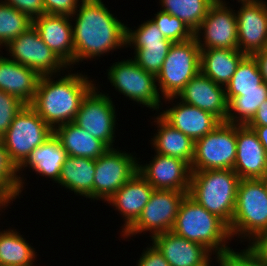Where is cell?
Returning a JSON list of instances; mask_svg holds the SVG:
<instances>
[{"label":"cell","mask_w":267,"mask_h":266,"mask_svg":"<svg viewBox=\"0 0 267 266\" xmlns=\"http://www.w3.org/2000/svg\"><path fill=\"white\" fill-rule=\"evenodd\" d=\"M71 20L76 65L125 47L126 24L103 0H82Z\"/></svg>","instance_id":"cell-1"},{"label":"cell","mask_w":267,"mask_h":266,"mask_svg":"<svg viewBox=\"0 0 267 266\" xmlns=\"http://www.w3.org/2000/svg\"><path fill=\"white\" fill-rule=\"evenodd\" d=\"M69 69L67 74L62 73L64 76H40L35 98L30 104L53 130L74 121L84 96L97 83L85 72L75 73Z\"/></svg>","instance_id":"cell-2"},{"label":"cell","mask_w":267,"mask_h":266,"mask_svg":"<svg viewBox=\"0 0 267 266\" xmlns=\"http://www.w3.org/2000/svg\"><path fill=\"white\" fill-rule=\"evenodd\" d=\"M171 231L206 247L213 254L218 266H220V256L232 248L229 246L232 238L228 225L188 195L184 197L179 206Z\"/></svg>","instance_id":"cell-3"},{"label":"cell","mask_w":267,"mask_h":266,"mask_svg":"<svg viewBox=\"0 0 267 266\" xmlns=\"http://www.w3.org/2000/svg\"><path fill=\"white\" fill-rule=\"evenodd\" d=\"M240 180L233 169L192 171L187 195L229 226Z\"/></svg>","instance_id":"cell-4"},{"label":"cell","mask_w":267,"mask_h":266,"mask_svg":"<svg viewBox=\"0 0 267 266\" xmlns=\"http://www.w3.org/2000/svg\"><path fill=\"white\" fill-rule=\"evenodd\" d=\"M228 227L232 240L239 238L240 243H249L267 230V189L262 179L240 180L234 215Z\"/></svg>","instance_id":"cell-5"},{"label":"cell","mask_w":267,"mask_h":266,"mask_svg":"<svg viewBox=\"0 0 267 266\" xmlns=\"http://www.w3.org/2000/svg\"><path fill=\"white\" fill-rule=\"evenodd\" d=\"M107 80L118 94L133 103L142 104L141 107L155 110L156 113L163 109L156 77L142 69L131 57L114 62L107 69Z\"/></svg>","instance_id":"cell-6"},{"label":"cell","mask_w":267,"mask_h":266,"mask_svg":"<svg viewBox=\"0 0 267 266\" xmlns=\"http://www.w3.org/2000/svg\"><path fill=\"white\" fill-rule=\"evenodd\" d=\"M200 52L194 37L185 42L173 43L156 76L157 87L163 99L177 97L185 85L200 72Z\"/></svg>","instance_id":"cell-7"},{"label":"cell","mask_w":267,"mask_h":266,"mask_svg":"<svg viewBox=\"0 0 267 266\" xmlns=\"http://www.w3.org/2000/svg\"><path fill=\"white\" fill-rule=\"evenodd\" d=\"M54 130L30 106L15 116L5 135L1 138L11 161L18 168L37 146L42 145Z\"/></svg>","instance_id":"cell-8"},{"label":"cell","mask_w":267,"mask_h":266,"mask_svg":"<svg viewBox=\"0 0 267 266\" xmlns=\"http://www.w3.org/2000/svg\"><path fill=\"white\" fill-rule=\"evenodd\" d=\"M99 88L95 84L84 96L73 123L113 148L118 129L116 106L109 93Z\"/></svg>","instance_id":"cell-9"},{"label":"cell","mask_w":267,"mask_h":266,"mask_svg":"<svg viewBox=\"0 0 267 266\" xmlns=\"http://www.w3.org/2000/svg\"><path fill=\"white\" fill-rule=\"evenodd\" d=\"M236 151V125L222 122L194 142L191 171L233 169Z\"/></svg>","instance_id":"cell-10"},{"label":"cell","mask_w":267,"mask_h":266,"mask_svg":"<svg viewBox=\"0 0 267 266\" xmlns=\"http://www.w3.org/2000/svg\"><path fill=\"white\" fill-rule=\"evenodd\" d=\"M4 48L10 59L31 68L39 76L61 75L69 69L43 42L33 24Z\"/></svg>","instance_id":"cell-11"},{"label":"cell","mask_w":267,"mask_h":266,"mask_svg":"<svg viewBox=\"0 0 267 266\" xmlns=\"http://www.w3.org/2000/svg\"><path fill=\"white\" fill-rule=\"evenodd\" d=\"M186 195V192L176 190L154 189L139 218L121 235L122 240L134 236L136 238V234L137 236L141 233L144 235L148 231L149 235L151 234L148 236L150 238L156 234L171 231L175 224L179 206Z\"/></svg>","instance_id":"cell-12"},{"label":"cell","mask_w":267,"mask_h":266,"mask_svg":"<svg viewBox=\"0 0 267 266\" xmlns=\"http://www.w3.org/2000/svg\"><path fill=\"white\" fill-rule=\"evenodd\" d=\"M118 148H109L96 159L94 202H106L138 172L140 157L137 158L134 153H127Z\"/></svg>","instance_id":"cell-13"},{"label":"cell","mask_w":267,"mask_h":266,"mask_svg":"<svg viewBox=\"0 0 267 266\" xmlns=\"http://www.w3.org/2000/svg\"><path fill=\"white\" fill-rule=\"evenodd\" d=\"M228 5L215 1L209 7L206 17L194 32L200 49H238L236 10Z\"/></svg>","instance_id":"cell-14"},{"label":"cell","mask_w":267,"mask_h":266,"mask_svg":"<svg viewBox=\"0 0 267 266\" xmlns=\"http://www.w3.org/2000/svg\"><path fill=\"white\" fill-rule=\"evenodd\" d=\"M148 163L138 161V172L156 190H176L188 194L191 166L188 162L154 153Z\"/></svg>","instance_id":"cell-15"},{"label":"cell","mask_w":267,"mask_h":266,"mask_svg":"<svg viewBox=\"0 0 267 266\" xmlns=\"http://www.w3.org/2000/svg\"><path fill=\"white\" fill-rule=\"evenodd\" d=\"M267 0L239 2L235 11L238 30V49L253 56L267 47Z\"/></svg>","instance_id":"cell-16"},{"label":"cell","mask_w":267,"mask_h":266,"mask_svg":"<svg viewBox=\"0 0 267 266\" xmlns=\"http://www.w3.org/2000/svg\"><path fill=\"white\" fill-rule=\"evenodd\" d=\"M177 99V100H176ZM171 104L158 113L173 128L189 136L194 142L212 132L222 122L210 112L186 104L177 97L163 99L166 104ZM171 102V103H170ZM176 102V103H174Z\"/></svg>","instance_id":"cell-17"},{"label":"cell","mask_w":267,"mask_h":266,"mask_svg":"<svg viewBox=\"0 0 267 266\" xmlns=\"http://www.w3.org/2000/svg\"><path fill=\"white\" fill-rule=\"evenodd\" d=\"M72 22L70 16L47 13L32 20L43 42L73 69L75 53Z\"/></svg>","instance_id":"cell-18"},{"label":"cell","mask_w":267,"mask_h":266,"mask_svg":"<svg viewBox=\"0 0 267 266\" xmlns=\"http://www.w3.org/2000/svg\"><path fill=\"white\" fill-rule=\"evenodd\" d=\"M153 191L154 188L137 172L105 202L115 208L124 221L120 236L139 218Z\"/></svg>","instance_id":"cell-19"},{"label":"cell","mask_w":267,"mask_h":266,"mask_svg":"<svg viewBox=\"0 0 267 266\" xmlns=\"http://www.w3.org/2000/svg\"><path fill=\"white\" fill-rule=\"evenodd\" d=\"M236 142L234 172L241 179H262L267 173V153L257 134L247 125H236Z\"/></svg>","instance_id":"cell-20"},{"label":"cell","mask_w":267,"mask_h":266,"mask_svg":"<svg viewBox=\"0 0 267 266\" xmlns=\"http://www.w3.org/2000/svg\"><path fill=\"white\" fill-rule=\"evenodd\" d=\"M182 102L203 109L225 122L228 112V101L225 87L216 84L199 72L177 96Z\"/></svg>","instance_id":"cell-21"},{"label":"cell","mask_w":267,"mask_h":266,"mask_svg":"<svg viewBox=\"0 0 267 266\" xmlns=\"http://www.w3.org/2000/svg\"><path fill=\"white\" fill-rule=\"evenodd\" d=\"M67 156L66 150L54 133L42 145L35 147L27 159L18 167L20 196L23 194V189L29 184L25 182V177L22 174L26 168L32 170L36 175L45 176L54 183H58Z\"/></svg>","instance_id":"cell-22"},{"label":"cell","mask_w":267,"mask_h":266,"mask_svg":"<svg viewBox=\"0 0 267 266\" xmlns=\"http://www.w3.org/2000/svg\"><path fill=\"white\" fill-rule=\"evenodd\" d=\"M150 241L170 266H203L212 256L206 247L180 237L172 231L156 234Z\"/></svg>","instance_id":"cell-23"},{"label":"cell","mask_w":267,"mask_h":266,"mask_svg":"<svg viewBox=\"0 0 267 266\" xmlns=\"http://www.w3.org/2000/svg\"><path fill=\"white\" fill-rule=\"evenodd\" d=\"M39 78L40 76L31 68L0 53V90L30 105L35 98Z\"/></svg>","instance_id":"cell-24"},{"label":"cell","mask_w":267,"mask_h":266,"mask_svg":"<svg viewBox=\"0 0 267 266\" xmlns=\"http://www.w3.org/2000/svg\"><path fill=\"white\" fill-rule=\"evenodd\" d=\"M152 118V124L157 127L150 144L157 154L175 157L188 162L190 165L194 156V141L173 128L158 113Z\"/></svg>","instance_id":"cell-25"},{"label":"cell","mask_w":267,"mask_h":266,"mask_svg":"<svg viewBox=\"0 0 267 266\" xmlns=\"http://www.w3.org/2000/svg\"><path fill=\"white\" fill-rule=\"evenodd\" d=\"M96 160L86 157L67 156L57 185L67 192L94 201Z\"/></svg>","instance_id":"cell-26"},{"label":"cell","mask_w":267,"mask_h":266,"mask_svg":"<svg viewBox=\"0 0 267 266\" xmlns=\"http://www.w3.org/2000/svg\"><path fill=\"white\" fill-rule=\"evenodd\" d=\"M245 56L239 49H201L200 72L216 84L225 87Z\"/></svg>","instance_id":"cell-27"},{"label":"cell","mask_w":267,"mask_h":266,"mask_svg":"<svg viewBox=\"0 0 267 266\" xmlns=\"http://www.w3.org/2000/svg\"><path fill=\"white\" fill-rule=\"evenodd\" d=\"M54 134L60 140L68 156L96 160L109 149L103 141L93 137L73 122L56 127Z\"/></svg>","instance_id":"cell-28"},{"label":"cell","mask_w":267,"mask_h":266,"mask_svg":"<svg viewBox=\"0 0 267 266\" xmlns=\"http://www.w3.org/2000/svg\"><path fill=\"white\" fill-rule=\"evenodd\" d=\"M37 252L20 231L0 230V266H35Z\"/></svg>","instance_id":"cell-29"},{"label":"cell","mask_w":267,"mask_h":266,"mask_svg":"<svg viewBox=\"0 0 267 266\" xmlns=\"http://www.w3.org/2000/svg\"><path fill=\"white\" fill-rule=\"evenodd\" d=\"M267 90L259 65L254 56L246 55L238 64L229 83L225 86L226 98L241 96V91Z\"/></svg>","instance_id":"cell-30"},{"label":"cell","mask_w":267,"mask_h":266,"mask_svg":"<svg viewBox=\"0 0 267 266\" xmlns=\"http://www.w3.org/2000/svg\"><path fill=\"white\" fill-rule=\"evenodd\" d=\"M215 0H159L160 10L176 16L194 33Z\"/></svg>","instance_id":"cell-31"},{"label":"cell","mask_w":267,"mask_h":266,"mask_svg":"<svg viewBox=\"0 0 267 266\" xmlns=\"http://www.w3.org/2000/svg\"><path fill=\"white\" fill-rule=\"evenodd\" d=\"M267 100V90L241 91V96L228 101L225 123L247 125L255 116L259 106Z\"/></svg>","instance_id":"cell-32"},{"label":"cell","mask_w":267,"mask_h":266,"mask_svg":"<svg viewBox=\"0 0 267 266\" xmlns=\"http://www.w3.org/2000/svg\"><path fill=\"white\" fill-rule=\"evenodd\" d=\"M31 25L32 20L26 14L0 1V49L8 45Z\"/></svg>","instance_id":"cell-33"},{"label":"cell","mask_w":267,"mask_h":266,"mask_svg":"<svg viewBox=\"0 0 267 266\" xmlns=\"http://www.w3.org/2000/svg\"><path fill=\"white\" fill-rule=\"evenodd\" d=\"M173 42H153L138 48L132 59L145 71L155 77L160 73L164 60ZM134 57V58H133Z\"/></svg>","instance_id":"cell-34"},{"label":"cell","mask_w":267,"mask_h":266,"mask_svg":"<svg viewBox=\"0 0 267 266\" xmlns=\"http://www.w3.org/2000/svg\"><path fill=\"white\" fill-rule=\"evenodd\" d=\"M151 19L157 25L165 39L173 43L185 42L194 37V33L182 20L167 12L160 10Z\"/></svg>","instance_id":"cell-35"},{"label":"cell","mask_w":267,"mask_h":266,"mask_svg":"<svg viewBox=\"0 0 267 266\" xmlns=\"http://www.w3.org/2000/svg\"><path fill=\"white\" fill-rule=\"evenodd\" d=\"M153 42L172 41L165 39L152 19L144 21L135 29L128 27L126 24L125 48L132 47L133 51L135 52L138 48L146 45V43Z\"/></svg>","instance_id":"cell-36"},{"label":"cell","mask_w":267,"mask_h":266,"mask_svg":"<svg viewBox=\"0 0 267 266\" xmlns=\"http://www.w3.org/2000/svg\"><path fill=\"white\" fill-rule=\"evenodd\" d=\"M0 188L5 191L14 201L20 198V181L18 168L11 161L7 150L0 139Z\"/></svg>","instance_id":"cell-37"},{"label":"cell","mask_w":267,"mask_h":266,"mask_svg":"<svg viewBox=\"0 0 267 266\" xmlns=\"http://www.w3.org/2000/svg\"><path fill=\"white\" fill-rule=\"evenodd\" d=\"M25 105L16 96L0 90V139L5 135L13 119Z\"/></svg>","instance_id":"cell-38"},{"label":"cell","mask_w":267,"mask_h":266,"mask_svg":"<svg viewBox=\"0 0 267 266\" xmlns=\"http://www.w3.org/2000/svg\"><path fill=\"white\" fill-rule=\"evenodd\" d=\"M220 266H267V263L247 246L240 251L230 248L220 256Z\"/></svg>","instance_id":"cell-39"},{"label":"cell","mask_w":267,"mask_h":266,"mask_svg":"<svg viewBox=\"0 0 267 266\" xmlns=\"http://www.w3.org/2000/svg\"><path fill=\"white\" fill-rule=\"evenodd\" d=\"M0 1L26 14L31 20L44 14L43 0H0Z\"/></svg>","instance_id":"cell-40"},{"label":"cell","mask_w":267,"mask_h":266,"mask_svg":"<svg viewBox=\"0 0 267 266\" xmlns=\"http://www.w3.org/2000/svg\"><path fill=\"white\" fill-rule=\"evenodd\" d=\"M82 0H43L44 13L72 16Z\"/></svg>","instance_id":"cell-41"},{"label":"cell","mask_w":267,"mask_h":266,"mask_svg":"<svg viewBox=\"0 0 267 266\" xmlns=\"http://www.w3.org/2000/svg\"><path fill=\"white\" fill-rule=\"evenodd\" d=\"M151 245V246H150ZM136 266H170L162 253L151 242L143 249Z\"/></svg>","instance_id":"cell-42"},{"label":"cell","mask_w":267,"mask_h":266,"mask_svg":"<svg viewBox=\"0 0 267 266\" xmlns=\"http://www.w3.org/2000/svg\"><path fill=\"white\" fill-rule=\"evenodd\" d=\"M247 246L267 263V230L260 232Z\"/></svg>","instance_id":"cell-43"},{"label":"cell","mask_w":267,"mask_h":266,"mask_svg":"<svg viewBox=\"0 0 267 266\" xmlns=\"http://www.w3.org/2000/svg\"><path fill=\"white\" fill-rule=\"evenodd\" d=\"M247 126H267V100L263 102Z\"/></svg>","instance_id":"cell-44"},{"label":"cell","mask_w":267,"mask_h":266,"mask_svg":"<svg viewBox=\"0 0 267 266\" xmlns=\"http://www.w3.org/2000/svg\"><path fill=\"white\" fill-rule=\"evenodd\" d=\"M258 62L262 79L267 83V47L253 55Z\"/></svg>","instance_id":"cell-45"},{"label":"cell","mask_w":267,"mask_h":266,"mask_svg":"<svg viewBox=\"0 0 267 266\" xmlns=\"http://www.w3.org/2000/svg\"><path fill=\"white\" fill-rule=\"evenodd\" d=\"M257 134L265 152L267 153V126H248Z\"/></svg>","instance_id":"cell-46"},{"label":"cell","mask_w":267,"mask_h":266,"mask_svg":"<svg viewBox=\"0 0 267 266\" xmlns=\"http://www.w3.org/2000/svg\"><path fill=\"white\" fill-rule=\"evenodd\" d=\"M13 199L9 195H0V215L2 214L1 212L5 211V208L11 206V202L13 203ZM2 209L4 211H2Z\"/></svg>","instance_id":"cell-47"},{"label":"cell","mask_w":267,"mask_h":266,"mask_svg":"<svg viewBox=\"0 0 267 266\" xmlns=\"http://www.w3.org/2000/svg\"><path fill=\"white\" fill-rule=\"evenodd\" d=\"M217 2H220V3H225V4H228L229 2L225 1V0H215ZM238 3L239 2H254V1H261V0H237Z\"/></svg>","instance_id":"cell-48"},{"label":"cell","mask_w":267,"mask_h":266,"mask_svg":"<svg viewBox=\"0 0 267 266\" xmlns=\"http://www.w3.org/2000/svg\"><path fill=\"white\" fill-rule=\"evenodd\" d=\"M212 260H214L212 257L203 265V266H211ZM212 266H214L212 264Z\"/></svg>","instance_id":"cell-49"},{"label":"cell","mask_w":267,"mask_h":266,"mask_svg":"<svg viewBox=\"0 0 267 266\" xmlns=\"http://www.w3.org/2000/svg\"><path fill=\"white\" fill-rule=\"evenodd\" d=\"M262 181L264 182L266 189H267V173L266 175L262 178Z\"/></svg>","instance_id":"cell-50"},{"label":"cell","mask_w":267,"mask_h":266,"mask_svg":"<svg viewBox=\"0 0 267 266\" xmlns=\"http://www.w3.org/2000/svg\"><path fill=\"white\" fill-rule=\"evenodd\" d=\"M0 195H8V194L0 188Z\"/></svg>","instance_id":"cell-51"}]
</instances>
